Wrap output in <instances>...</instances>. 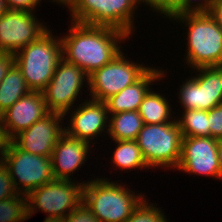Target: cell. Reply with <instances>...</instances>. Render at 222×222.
Instances as JSON below:
<instances>
[{"mask_svg": "<svg viewBox=\"0 0 222 222\" xmlns=\"http://www.w3.org/2000/svg\"><path fill=\"white\" fill-rule=\"evenodd\" d=\"M54 2L56 1L58 4L66 5L71 1V0H53Z\"/></svg>", "mask_w": 222, "mask_h": 222, "instance_id": "cell-37", "label": "cell"}, {"mask_svg": "<svg viewBox=\"0 0 222 222\" xmlns=\"http://www.w3.org/2000/svg\"><path fill=\"white\" fill-rule=\"evenodd\" d=\"M121 51L111 62L88 77L91 99L105 102L125 87L138 81L151 67L129 61Z\"/></svg>", "mask_w": 222, "mask_h": 222, "instance_id": "cell-9", "label": "cell"}, {"mask_svg": "<svg viewBox=\"0 0 222 222\" xmlns=\"http://www.w3.org/2000/svg\"><path fill=\"white\" fill-rule=\"evenodd\" d=\"M169 103L162 94L150 90L142 100L138 110L143 124H161L176 121L171 116L172 109Z\"/></svg>", "mask_w": 222, "mask_h": 222, "instance_id": "cell-20", "label": "cell"}, {"mask_svg": "<svg viewBox=\"0 0 222 222\" xmlns=\"http://www.w3.org/2000/svg\"><path fill=\"white\" fill-rule=\"evenodd\" d=\"M34 15V12L8 10L0 17V52L16 54L48 31Z\"/></svg>", "mask_w": 222, "mask_h": 222, "instance_id": "cell-12", "label": "cell"}, {"mask_svg": "<svg viewBox=\"0 0 222 222\" xmlns=\"http://www.w3.org/2000/svg\"><path fill=\"white\" fill-rule=\"evenodd\" d=\"M15 64V54L14 53H4L0 52V83L7 75L8 71Z\"/></svg>", "mask_w": 222, "mask_h": 222, "instance_id": "cell-31", "label": "cell"}, {"mask_svg": "<svg viewBox=\"0 0 222 222\" xmlns=\"http://www.w3.org/2000/svg\"><path fill=\"white\" fill-rule=\"evenodd\" d=\"M17 194L18 192L13 185L10 173L0 158V200L16 196Z\"/></svg>", "mask_w": 222, "mask_h": 222, "instance_id": "cell-27", "label": "cell"}, {"mask_svg": "<svg viewBox=\"0 0 222 222\" xmlns=\"http://www.w3.org/2000/svg\"><path fill=\"white\" fill-rule=\"evenodd\" d=\"M9 10L34 12L41 0H5Z\"/></svg>", "mask_w": 222, "mask_h": 222, "instance_id": "cell-30", "label": "cell"}, {"mask_svg": "<svg viewBox=\"0 0 222 222\" xmlns=\"http://www.w3.org/2000/svg\"><path fill=\"white\" fill-rule=\"evenodd\" d=\"M61 58V39L48 30L38 40L29 43L15 54V64L21 70L28 88L42 92Z\"/></svg>", "mask_w": 222, "mask_h": 222, "instance_id": "cell-4", "label": "cell"}, {"mask_svg": "<svg viewBox=\"0 0 222 222\" xmlns=\"http://www.w3.org/2000/svg\"><path fill=\"white\" fill-rule=\"evenodd\" d=\"M138 5L137 0H71L67 8L71 21L112 27L132 36V19Z\"/></svg>", "mask_w": 222, "mask_h": 222, "instance_id": "cell-5", "label": "cell"}, {"mask_svg": "<svg viewBox=\"0 0 222 222\" xmlns=\"http://www.w3.org/2000/svg\"><path fill=\"white\" fill-rule=\"evenodd\" d=\"M10 139L5 132L2 117L0 116V156L5 152L9 145Z\"/></svg>", "mask_w": 222, "mask_h": 222, "instance_id": "cell-34", "label": "cell"}, {"mask_svg": "<svg viewBox=\"0 0 222 222\" xmlns=\"http://www.w3.org/2000/svg\"><path fill=\"white\" fill-rule=\"evenodd\" d=\"M136 142L148 168H177L181 159L182 134L176 121L143 124Z\"/></svg>", "mask_w": 222, "mask_h": 222, "instance_id": "cell-6", "label": "cell"}, {"mask_svg": "<svg viewBox=\"0 0 222 222\" xmlns=\"http://www.w3.org/2000/svg\"><path fill=\"white\" fill-rule=\"evenodd\" d=\"M218 158L220 166V179L222 180V139L218 142Z\"/></svg>", "mask_w": 222, "mask_h": 222, "instance_id": "cell-35", "label": "cell"}, {"mask_svg": "<svg viewBox=\"0 0 222 222\" xmlns=\"http://www.w3.org/2000/svg\"><path fill=\"white\" fill-rule=\"evenodd\" d=\"M71 23L68 35L61 38L62 58L88 75L111 62L122 51L118 43L129 39V35L116 28Z\"/></svg>", "mask_w": 222, "mask_h": 222, "instance_id": "cell-1", "label": "cell"}, {"mask_svg": "<svg viewBox=\"0 0 222 222\" xmlns=\"http://www.w3.org/2000/svg\"><path fill=\"white\" fill-rule=\"evenodd\" d=\"M209 14L215 19L219 27L222 29V0H214Z\"/></svg>", "mask_w": 222, "mask_h": 222, "instance_id": "cell-33", "label": "cell"}, {"mask_svg": "<svg viewBox=\"0 0 222 222\" xmlns=\"http://www.w3.org/2000/svg\"><path fill=\"white\" fill-rule=\"evenodd\" d=\"M196 0H173L171 6L163 13L170 20L177 16L187 13H209L214 0H202L201 2L193 3ZM194 6V7H193Z\"/></svg>", "mask_w": 222, "mask_h": 222, "instance_id": "cell-25", "label": "cell"}, {"mask_svg": "<svg viewBox=\"0 0 222 222\" xmlns=\"http://www.w3.org/2000/svg\"><path fill=\"white\" fill-rule=\"evenodd\" d=\"M90 143L64 133L55 145L51 159L55 179L71 180L69 176L81 168L90 150Z\"/></svg>", "mask_w": 222, "mask_h": 222, "instance_id": "cell-17", "label": "cell"}, {"mask_svg": "<svg viewBox=\"0 0 222 222\" xmlns=\"http://www.w3.org/2000/svg\"><path fill=\"white\" fill-rule=\"evenodd\" d=\"M48 113L43 93L41 91H30L0 116L2 117L7 137L11 140Z\"/></svg>", "mask_w": 222, "mask_h": 222, "instance_id": "cell-16", "label": "cell"}, {"mask_svg": "<svg viewBox=\"0 0 222 222\" xmlns=\"http://www.w3.org/2000/svg\"><path fill=\"white\" fill-rule=\"evenodd\" d=\"M44 222H61V220L44 219Z\"/></svg>", "mask_w": 222, "mask_h": 222, "instance_id": "cell-38", "label": "cell"}, {"mask_svg": "<svg viewBox=\"0 0 222 222\" xmlns=\"http://www.w3.org/2000/svg\"><path fill=\"white\" fill-rule=\"evenodd\" d=\"M112 156L113 164L118 169H135L148 167L136 140H117Z\"/></svg>", "mask_w": 222, "mask_h": 222, "instance_id": "cell-22", "label": "cell"}, {"mask_svg": "<svg viewBox=\"0 0 222 222\" xmlns=\"http://www.w3.org/2000/svg\"><path fill=\"white\" fill-rule=\"evenodd\" d=\"M70 118V124L65 128V133L73 138L85 140L90 144L94 136L101 135L107 128L109 131V114L106 102L85 100L79 104Z\"/></svg>", "mask_w": 222, "mask_h": 222, "instance_id": "cell-15", "label": "cell"}, {"mask_svg": "<svg viewBox=\"0 0 222 222\" xmlns=\"http://www.w3.org/2000/svg\"><path fill=\"white\" fill-rule=\"evenodd\" d=\"M27 219L26 195L18 193L16 196L0 200V222H22Z\"/></svg>", "mask_w": 222, "mask_h": 222, "instance_id": "cell-24", "label": "cell"}, {"mask_svg": "<svg viewBox=\"0 0 222 222\" xmlns=\"http://www.w3.org/2000/svg\"><path fill=\"white\" fill-rule=\"evenodd\" d=\"M218 142L214 137H182L181 159L176 169L220 179Z\"/></svg>", "mask_w": 222, "mask_h": 222, "instance_id": "cell-13", "label": "cell"}, {"mask_svg": "<svg viewBox=\"0 0 222 222\" xmlns=\"http://www.w3.org/2000/svg\"><path fill=\"white\" fill-rule=\"evenodd\" d=\"M172 19L188 27L185 61L189 67L222 66V29L209 13H187Z\"/></svg>", "mask_w": 222, "mask_h": 222, "instance_id": "cell-3", "label": "cell"}, {"mask_svg": "<svg viewBox=\"0 0 222 222\" xmlns=\"http://www.w3.org/2000/svg\"><path fill=\"white\" fill-rule=\"evenodd\" d=\"M193 76L180 85L179 100L184 110H206L222 104V66L194 68Z\"/></svg>", "mask_w": 222, "mask_h": 222, "instance_id": "cell-11", "label": "cell"}, {"mask_svg": "<svg viewBox=\"0 0 222 222\" xmlns=\"http://www.w3.org/2000/svg\"><path fill=\"white\" fill-rule=\"evenodd\" d=\"M30 91L21 70L14 64L0 83V115Z\"/></svg>", "mask_w": 222, "mask_h": 222, "instance_id": "cell-21", "label": "cell"}, {"mask_svg": "<svg viewBox=\"0 0 222 222\" xmlns=\"http://www.w3.org/2000/svg\"><path fill=\"white\" fill-rule=\"evenodd\" d=\"M107 180L102 177L88 180L83 188V202L101 222H126L145 195Z\"/></svg>", "mask_w": 222, "mask_h": 222, "instance_id": "cell-2", "label": "cell"}, {"mask_svg": "<svg viewBox=\"0 0 222 222\" xmlns=\"http://www.w3.org/2000/svg\"><path fill=\"white\" fill-rule=\"evenodd\" d=\"M139 4L144 3L145 5H149L150 8L154 9L153 11H157L163 15V13L171 6L173 0H137Z\"/></svg>", "mask_w": 222, "mask_h": 222, "instance_id": "cell-32", "label": "cell"}, {"mask_svg": "<svg viewBox=\"0 0 222 222\" xmlns=\"http://www.w3.org/2000/svg\"><path fill=\"white\" fill-rule=\"evenodd\" d=\"M0 158L9 171L13 185L19 194L27 196L32 190L55 179L51 156L33 155L19 149L11 140Z\"/></svg>", "mask_w": 222, "mask_h": 222, "instance_id": "cell-8", "label": "cell"}, {"mask_svg": "<svg viewBox=\"0 0 222 222\" xmlns=\"http://www.w3.org/2000/svg\"><path fill=\"white\" fill-rule=\"evenodd\" d=\"M210 137L222 139V104L208 111Z\"/></svg>", "mask_w": 222, "mask_h": 222, "instance_id": "cell-29", "label": "cell"}, {"mask_svg": "<svg viewBox=\"0 0 222 222\" xmlns=\"http://www.w3.org/2000/svg\"><path fill=\"white\" fill-rule=\"evenodd\" d=\"M8 6L5 0H0V17L8 11Z\"/></svg>", "mask_w": 222, "mask_h": 222, "instance_id": "cell-36", "label": "cell"}, {"mask_svg": "<svg viewBox=\"0 0 222 222\" xmlns=\"http://www.w3.org/2000/svg\"><path fill=\"white\" fill-rule=\"evenodd\" d=\"M108 135L112 140H136L143 121L138 111H125L109 116Z\"/></svg>", "mask_w": 222, "mask_h": 222, "instance_id": "cell-19", "label": "cell"}, {"mask_svg": "<svg viewBox=\"0 0 222 222\" xmlns=\"http://www.w3.org/2000/svg\"><path fill=\"white\" fill-rule=\"evenodd\" d=\"M144 199L126 222H168L162 211Z\"/></svg>", "mask_w": 222, "mask_h": 222, "instance_id": "cell-26", "label": "cell"}, {"mask_svg": "<svg viewBox=\"0 0 222 222\" xmlns=\"http://www.w3.org/2000/svg\"><path fill=\"white\" fill-rule=\"evenodd\" d=\"M178 119H176V122L181 130L182 137H210L208 111L184 110L182 117Z\"/></svg>", "mask_w": 222, "mask_h": 222, "instance_id": "cell-23", "label": "cell"}, {"mask_svg": "<svg viewBox=\"0 0 222 222\" xmlns=\"http://www.w3.org/2000/svg\"><path fill=\"white\" fill-rule=\"evenodd\" d=\"M62 118H65L63 114L49 112L28 129L13 137L11 141L19 149L33 155L51 156L57 141L65 133V128L61 126Z\"/></svg>", "mask_w": 222, "mask_h": 222, "instance_id": "cell-14", "label": "cell"}, {"mask_svg": "<svg viewBox=\"0 0 222 222\" xmlns=\"http://www.w3.org/2000/svg\"><path fill=\"white\" fill-rule=\"evenodd\" d=\"M84 184L85 182L75 184L74 180L54 179L32 190L27 195V217L30 218L40 209L48 213L45 219H64L83 202Z\"/></svg>", "mask_w": 222, "mask_h": 222, "instance_id": "cell-7", "label": "cell"}, {"mask_svg": "<svg viewBox=\"0 0 222 222\" xmlns=\"http://www.w3.org/2000/svg\"><path fill=\"white\" fill-rule=\"evenodd\" d=\"M61 222H101L82 202L78 207L73 209Z\"/></svg>", "mask_w": 222, "mask_h": 222, "instance_id": "cell-28", "label": "cell"}, {"mask_svg": "<svg viewBox=\"0 0 222 222\" xmlns=\"http://www.w3.org/2000/svg\"><path fill=\"white\" fill-rule=\"evenodd\" d=\"M88 77L82 68L61 58L50 82L42 91L48 111L64 116L69 114L84 86L83 82L87 80L88 84Z\"/></svg>", "mask_w": 222, "mask_h": 222, "instance_id": "cell-10", "label": "cell"}, {"mask_svg": "<svg viewBox=\"0 0 222 222\" xmlns=\"http://www.w3.org/2000/svg\"><path fill=\"white\" fill-rule=\"evenodd\" d=\"M164 74L163 70L151 67L134 84L125 87L118 94L111 96L105 101L107 104L108 114L111 115L125 111H138L142 100L152 89L149 85H152L155 81L157 82L159 79L165 77Z\"/></svg>", "mask_w": 222, "mask_h": 222, "instance_id": "cell-18", "label": "cell"}]
</instances>
